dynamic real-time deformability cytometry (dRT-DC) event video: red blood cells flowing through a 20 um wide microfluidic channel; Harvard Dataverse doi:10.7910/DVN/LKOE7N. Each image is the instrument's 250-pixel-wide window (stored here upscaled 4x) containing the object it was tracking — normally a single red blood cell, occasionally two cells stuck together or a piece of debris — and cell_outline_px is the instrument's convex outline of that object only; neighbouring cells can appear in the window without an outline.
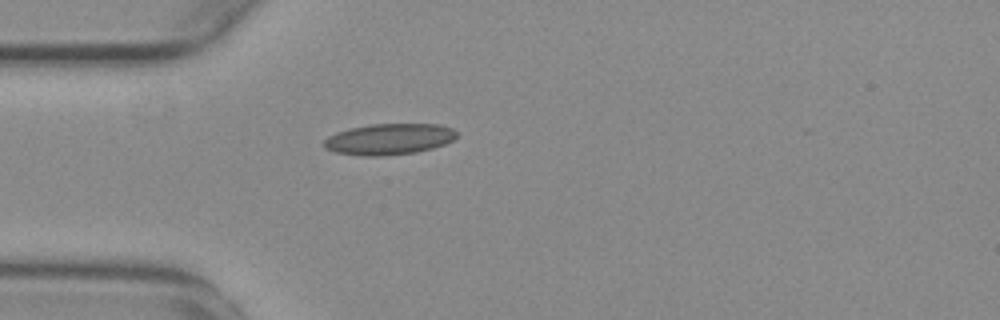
{"species": "common noctule bat (a hibernating species)", "species_latin": "Nyctalus noctula", "temperature_condition": "warm", "stored_images_in_passage": 40, "camera_frame_rate_fps": 3000, "um_per_image_px": 0.085, "animal": {"sex": "female", "body_mass_g": 29.2, "forearm_length_mm": 56.3}, "frame": {"image": 1, "passage_image": 1, "time_ms": 0.0, "image_size_px": [1000, 320], "cell_outline_px": [[460, 132], [452, 140], [444, 144], [432, 148], [416, 152], [376, 156], [368, 156], [336, 152], [324, 148], [324, 140], [328, 136], [336, 132], [348, 128], [372, 124], [440, 124], [452, 128]], "centroid_in_image_um": [33.08, 11.81], "position_along_channel_um": 51.9, "area_um2": 23.99}}
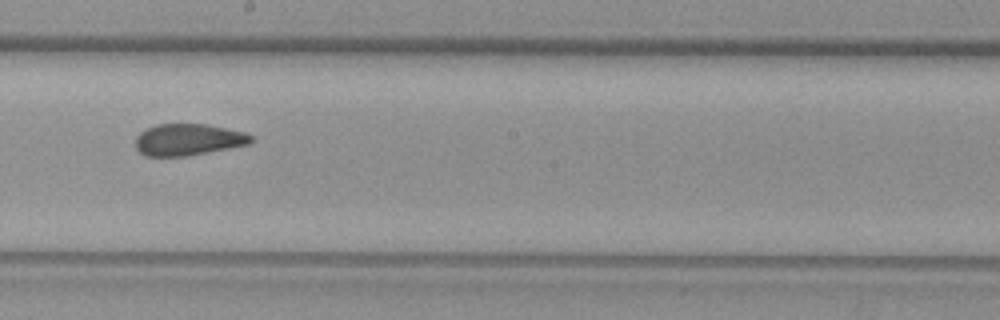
{"frame": {"image": 2, "passage_image": 16, "time_ms": 5.0, "image_size_px": [1000, 320], "cell_outline_px": [[252, 140], [248, 144], [228, 148], [184, 156], [144, 156], [136, 148], [136, 136], [140, 132], [156, 124], [208, 124], [244, 132], [252, 136]], "centroid_in_image_um": [15.96, 11.86], "position_along_channel_um": 232.2, "area_um2": 21.1}}
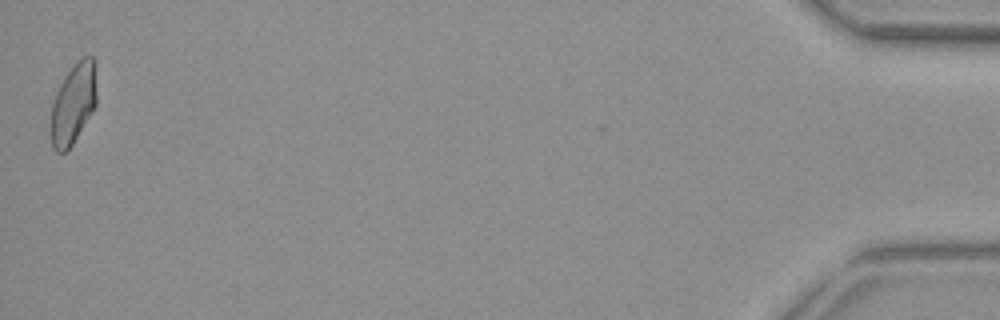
{"frame": {"image": 3, "passage_image": 40, "time_ms": 13.0, "image_size_px": [1000, 320], "cell_outline_px": [[96, 104], [92, 112], [72, 144], [64, 152], [56, 152], [52, 148], [52, 100], [64, 76], [84, 56], [92, 56], [96, 60]], "centroid_in_image_um": [6.26, 8.78], "position_along_channel_um": 428.9, "area_um2": 21.21}, "authors_computed_cell_mechanics": {"area_um2": 21.7617, "velocity_mm_per_s": 3.7545, "shape_relaxation_time_tau1_ms": null, "shape_relaxation_time_tau2_ms": 2.1155, "deformation_change_tau1": null, "deformation_change_tau2": 0.0822}}